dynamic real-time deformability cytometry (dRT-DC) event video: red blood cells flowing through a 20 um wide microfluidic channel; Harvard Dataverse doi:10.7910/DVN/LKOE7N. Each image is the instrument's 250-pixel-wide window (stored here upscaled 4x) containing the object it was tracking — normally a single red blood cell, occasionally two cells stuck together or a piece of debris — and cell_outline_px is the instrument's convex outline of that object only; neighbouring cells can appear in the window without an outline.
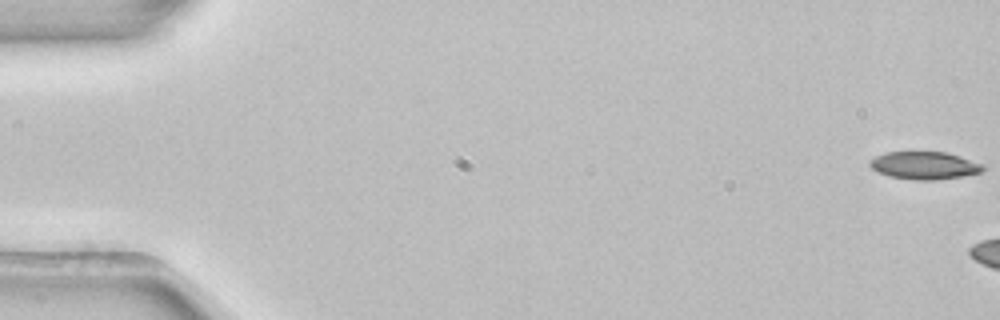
{"species": "common noctule bat (a hibernating species)", "species_latin": "Nyctalus noctula", "temperature_condition": "room temperature", "stored_images_in_passage": 6, "camera_frame_rate_fps": 3000, "um_per_image_px": 0.085, "animal": {"sex": "female", "body_mass_g": 22.7, "forearm_length_mm": 54.2}, "frame": {"image": 1, "passage_image": 1, "time_ms": 0.0, "image_size_px": [1000, 320], "cell_outline_px": [[984, 168], [980, 172], [964, 176], [936, 180], [912, 180], [888, 176], [876, 172], [868, 164], [876, 156], [884, 152], [944, 152], [960, 156], [984, 164]], "centroid_in_image_um": [78.56, 14.07], "position_along_channel_um": 6.4, "area_um2": 18.32}}